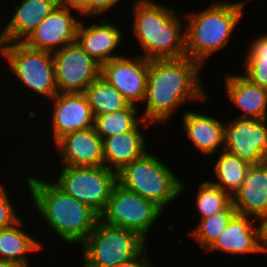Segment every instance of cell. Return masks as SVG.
I'll list each match as a JSON object with an SVG mask.
<instances>
[{
    "label": "cell",
    "mask_w": 267,
    "mask_h": 267,
    "mask_svg": "<svg viewBox=\"0 0 267 267\" xmlns=\"http://www.w3.org/2000/svg\"><path fill=\"white\" fill-rule=\"evenodd\" d=\"M138 106L129 104L125 109L112 113L95 116L94 128L102 138L132 131L140 122L142 117L137 116Z\"/></svg>",
    "instance_id": "obj_26"
},
{
    "label": "cell",
    "mask_w": 267,
    "mask_h": 267,
    "mask_svg": "<svg viewBox=\"0 0 267 267\" xmlns=\"http://www.w3.org/2000/svg\"><path fill=\"white\" fill-rule=\"evenodd\" d=\"M121 0H91V17L110 12Z\"/></svg>",
    "instance_id": "obj_33"
},
{
    "label": "cell",
    "mask_w": 267,
    "mask_h": 267,
    "mask_svg": "<svg viewBox=\"0 0 267 267\" xmlns=\"http://www.w3.org/2000/svg\"><path fill=\"white\" fill-rule=\"evenodd\" d=\"M84 94L94 116L122 110L130 104L102 75L92 81Z\"/></svg>",
    "instance_id": "obj_25"
},
{
    "label": "cell",
    "mask_w": 267,
    "mask_h": 267,
    "mask_svg": "<svg viewBox=\"0 0 267 267\" xmlns=\"http://www.w3.org/2000/svg\"><path fill=\"white\" fill-rule=\"evenodd\" d=\"M10 201L4 185L0 184V230L13 225L20 219L13 202Z\"/></svg>",
    "instance_id": "obj_29"
},
{
    "label": "cell",
    "mask_w": 267,
    "mask_h": 267,
    "mask_svg": "<svg viewBox=\"0 0 267 267\" xmlns=\"http://www.w3.org/2000/svg\"><path fill=\"white\" fill-rule=\"evenodd\" d=\"M59 5V0H22L0 29V42H22Z\"/></svg>",
    "instance_id": "obj_19"
},
{
    "label": "cell",
    "mask_w": 267,
    "mask_h": 267,
    "mask_svg": "<svg viewBox=\"0 0 267 267\" xmlns=\"http://www.w3.org/2000/svg\"><path fill=\"white\" fill-rule=\"evenodd\" d=\"M242 74L251 82L267 89V61H244Z\"/></svg>",
    "instance_id": "obj_30"
},
{
    "label": "cell",
    "mask_w": 267,
    "mask_h": 267,
    "mask_svg": "<svg viewBox=\"0 0 267 267\" xmlns=\"http://www.w3.org/2000/svg\"><path fill=\"white\" fill-rule=\"evenodd\" d=\"M164 210L151 200L141 197L116 183L100 220L108 225L136 232L145 241L148 231Z\"/></svg>",
    "instance_id": "obj_9"
},
{
    "label": "cell",
    "mask_w": 267,
    "mask_h": 267,
    "mask_svg": "<svg viewBox=\"0 0 267 267\" xmlns=\"http://www.w3.org/2000/svg\"><path fill=\"white\" fill-rule=\"evenodd\" d=\"M260 236H261V247L263 253L267 252V215H265L260 221Z\"/></svg>",
    "instance_id": "obj_35"
},
{
    "label": "cell",
    "mask_w": 267,
    "mask_h": 267,
    "mask_svg": "<svg viewBox=\"0 0 267 267\" xmlns=\"http://www.w3.org/2000/svg\"><path fill=\"white\" fill-rule=\"evenodd\" d=\"M225 78V94L232 105L242 111L236 117L267 119V89L251 82L243 74H231Z\"/></svg>",
    "instance_id": "obj_20"
},
{
    "label": "cell",
    "mask_w": 267,
    "mask_h": 267,
    "mask_svg": "<svg viewBox=\"0 0 267 267\" xmlns=\"http://www.w3.org/2000/svg\"><path fill=\"white\" fill-rule=\"evenodd\" d=\"M80 21L59 4L22 42L31 49L53 53L76 41Z\"/></svg>",
    "instance_id": "obj_13"
},
{
    "label": "cell",
    "mask_w": 267,
    "mask_h": 267,
    "mask_svg": "<svg viewBox=\"0 0 267 267\" xmlns=\"http://www.w3.org/2000/svg\"><path fill=\"white\" fill-rule=\"evenodd\" d=\"M145 130L151 125L142 120L132 131L118 133L103 139L104 166L118 172L123 166L139 159L147 152L146 136L142 134L140 126Z\"/></svg>",
    "instance_id": "obj_21"
},
{
    "label": "cell",
    "mask_w": 267,
    "mask_h": 267,
    "mask_svg": "<svg viewBox=\"0 0 267 267\" xmlns=\"http://www.w3.org/2000/svg\"><path fill=\"white\" fill-rule=\"evenodd\" d=\"M147 248L148 246H146L136 257L120 264L118 267H154L150 263V260H148L149 257L146 252Z\"/></svg>",
    "instance_id": "obj_34"
},
{
    "label": "cell",
    "mask_w": 267,
    "mask_h": 267,
    "mask_svg": "<svg viewBox=\"0 0 267 267\" xmlns=\"http://www.w3.org/2000/svg\"><path fill=\"white\" fill-rule=\"evenodd\" d=\"M55 146L63 166L104 165L103 139L94 126L63 135Z\"/></svg>",
    "instance_id": "obj_15"
},
{
    "label": "cell",
    "mask_w": 267,
    "mask_h": 267,
    "mask_svg": "<svg viewBox=\"0 0 267 267\" xmlns=\"http://www.w3.org/2000/svg\"><path fill=\"white\" fill-rule=\"evenodd\" d=\"M255 221L256 224L259 222L254 218L236 214L206 252L217 250L229 255L262 253L260 225L256 228Z\"/></svg>",
    "instance_id": "obj_17"
},
{
    "label": "cell",
    "mask_w": 267,
    "mask_h": 267,
    "mask_svg": "<svg viewBox=\"0 0 267 267\" xmlns=\"http://www.w3.org/2000/svg\"><path fill=\"white\" fill-rule=\"evenodd\" d=\"M52 54L58 93H84L100 75L101 65L77 41Z\"/></svg>",
    "instance_id": "obj_10"
},
{
    "label": "cell",
    "mask_w": 267,
    "mask_h": 267,
    "mask_svg": "<svg viewBox=\"0 0 267 267\" xmlns=\"http://www.w3.org/2000/svg\"><path fill=\"white\" fill-rule=\"evenodd\" d=\"M133 33L141 56L148 60L186 57L185 23L166 4L154 0H134Z\"/></svg>",
    "instance_id": "obj_3"
},
{
    "label": "cell",
    "mask_w": 267,
    "mask_h": 267,
    "mask_svg": "<svg viewBox=\"0 0 267 267\" xmlns=\"http://www.w3.org/2000/svg\"><path fill=\"white\" fill-rule=\"evenodd\" d=\"M53 183L64 193L89 206L99 216L104 212L117 172L106 166H63Z\"/></svg>",
    "instance_id": "obj_8"
},
{
    "label": "cell",
    "mask_w": 267,
    "mask_h": 267,
    "mask_svg": "<svg viewBox=\"0 0 267 267\" xmlns=\"http://www.w3.org/2000/svg\"><path fill=\"white\" fill-rule=\"evenodd\" d=\"M237 214L233 203L226 209L211 215L209 217L200 219L198 224L189 235L196 239L203 251H206L216 242L219 236L225 231L230 220Z\"/></svg>",
    "instance_id": "obj_27"
},
{
    "label": "cell",
    "mask_w": 267,
    "mask_h": 267,
    "mask_svg": "<svg viewBox=\"0 0 267 267\" xmlns=\"http://www.w3.org/2000/svg\"><path fill=\"white\" fill-rule=\"evenodd\" d=\"M224 149L251 164L267 161V119L235 117L228 120Z\"/></svg>",
    "instance_id": "obj_11"
},
{
    "label": "cell",
    "mask_w": 267,
    "mask_h": 267,
    "mask_svg": "<svg viewBox=\"0 0 267 267\" xmlns=\"http://www.w3.org/2000/svg\"><path fill=\"white\" fill-rule=\"evenodd\" d=\"M51 100L54 143L67 133L94 126L95 116L84 93H57Z\"/></svg>",
    "instance_id": "obj_14"
},
{
    "label": "cell",
    "mask_w": 267,
    "mask_h": 267,
    "mask_svg": "<svg viewBox=\"0 0 267 267\" xmlns=\"http://www.w3.org/2000/svg\"><path fill=\"white\" fill-rule=\"evenodd\" d=\"M217 157L213 166L217 181H209L233 197L240 189L252 164L225 149L219 151Z\"/></svg>",
    "instance_id": "obj_24"
},
{
    "label": "cell",
    "mask_w": 267,
    "mask_h": 267,
    "mask_svg": "<svg viewBox=\"0 0 267 267\" xmlns=\"http://www.w3.org/2000/svg\"><path fill=\"white\" fill-rule=\"evenodd\" d=\"M186 111L183 116V130L186 137L203 155H213L224 149L225 123L215 116Z\"/></svg>",
    "instance_id": "obj_22"
},
{
    "label": "cell",
    "mask_w": 267,
    "mask_h": 267,
    "mask_svg": "<svg viewBox=\"0 0 267 267\" xmlns=\"http://www.w3.org/2000/svg\"><path fill=\"white\" fill-rule=\"evenodd\" d=\"M146 242L134 231L99 219L81 244L83 267H118L136 257L148 245Z\"/></svg>",
    "instance_id": "obj_6"
},
{
    "label": "cell",
    "mask_w": 267,
    "mask_h": 267,
    "mask_svg": "<svg viewBox=\"0 0 267 267\" xmlns=\"http://www.w3.org/2000/svg\"><path fill=\"white\" fill-rule=\"evenodd\" d=\"M22 222L20 218L13 225L0 230V259L29 267L30 260L26 255L32 252L38 253L43 243L33 238L27 233L28 231L23 230Z\"/></svg>",
    "instance_id": "obj_23"
},
{
    "label": "cell",
    "mask_w": 267,
    "mask_h": 267,
    "mask_svg": "<svg viewBox=\"0 0 267 267\" xmlns=\"http://www.w3.org/2000/svg\"><path fill=\"white\" fill-rule=\"evenodd\" d=\"M244 61H267V33L252 39Z\"/></svg>",
    "instance_id": "obj_31"
},
{
    "label": "cell",
    "mask_w": 267,
    "mask_h": 267,
    "mask_svg": "<svg viewBox=\"0 0 267 267\" xmlns=\"http://www.w3.org/2000/svg\"><path fill=\"white\" fill-rule=\"evenodd\" d=\"M196 194V208L199 220L226 209L232 203V197L209 180L200 183Z\"/></svg>",
    "instance_id": "obj_28"
},
{
    "label": "cell",
    "mask_w": 267,
    "mask_h": 267,
    "mask_svg": "<svg viewBox=\"0 0 267 267\" xmlns=\"http://www.w3.org/2000/svg\"><path fill=\"white\" fill-rule=\"evenodd\" d=\"M27 186L35 211L64 243L81 245L100 219L89 206L64 193L52 181L28 176Z\"/></svg>",
    "instance_id": "obj_2"
},
{
    "label": "cell",
    "mask_w": 267,
    "mask_h": 267,
    "mask_svg": "<svg viewBox=\"0 0 267 267\" xmlns=\"http://www.w3.org/2000/svg\"><path fill=\"white\" fill-rule=\"evenodd\" d=\"M0 267H26L24 265L0 259Z\"/></svg>",
    "instance_id": "obj_36"
},
{
    "label": "cell",
    "mask_w": 267,
    "mask_h": 267,
    "mask_svg": "<svg viewBox=\"0 0 267 267\" xmlns=\"http://www.w3.org/2000/svg\"><path fill=\"white\" fill-rule=\"evenodd\" d=\"M244 1H216L197 13L183 14L186 21V56L202 67L207 58L221 51L242 19ZM221 49V50H220Z\"/></svg>",
    "instance_id": "obj_4"
},
{
    "label": "cell",
    "mask_w": 267,
    "mask_h": 267,
    "mask_svg": "<svg viewBox=\"0 0 267 267\" xmlns=\"http://www.w3.org/2000/svg\"><path fill=\"white\" fill-rule=\"evenodd\" d=\"M59 4L71 11L75 10L79 16H91V0H59Z\"/></svg>",
    "instance_id": "obj_32"
},
{
    "label": "cell",
    "mask_w": 267,
    "mask_h": 267,
    "mask_svg": "<svg viewBox=\"0 0 267 267\" xmlns=\"http://www.w3.org/2000/svg\"><path fill=\"white\" fill-rule=\"evenodd\" d=\"M148 72V59L141 55L127 57L125 54L103 63L100 75L130 104L138 106L145 99Z\"/></svg>",
    "instance_id": "obj_12"
},
{
    "label": "cell",
    "mask_w": 267,
    "mask_h": 267,
    "mask_svg": "<svg viewBox=\"0 0 267 267\" xmlns=\"http://www.w3.org/2000/svg\"><path fill=\"white\" fill-rule=\"evenodd\" d=\"M173 171L160 158L147 151L117 172V183L165 210L182 195L186 186Z\"/></svg>",
    "instance_id": "obj_5"
},
{
    "label": "cell",
    "mask_w": 267,
    "mask_h": 267,
    "mask_svg": "<svg viewBox=\"0 0 267 267\" xmlns=\"http://www.w3.org/2000/svg\"><path fill=\"white\" fill-rule=\"evenodd\" d=\"M201 69L197 61L187 56L149 60L142 120L165 124L185 103L205 102L208 97L201 83Z\"/></svg>",
    "instance_id": "obj_1"
},
{
    "label": "cell",
    "mask_w": 267,
    "mask_h": 267,
    "mask_svg": "<svg viewBox=\"0 0 267 267\" xmlns=\"http://www.w3.org/2000/svg\"><path fill=\"white\" fill-rule=\"evenodd\" d=\"M86 26L80 21L77 29L76 41L100 65L123 55L115 54L122 43V30L117 24H112L105 19Z\"/></svg>",
    "instance_id": "obj_16"
},
{
    "label": "cell",
    "mask_w": 267,
    "mask_h": 267,
    "mask_svg": "<svg viewBox=\"0 0 267 267\" xmlns=\"http://www.w3.org/2000/svg\"><path fill=\"white\" fill-rule=\"evenodd\" d=\"M0 56L8 61L14 78L34 91V95L47 97L51 102L58 93L51 52L31 49L23 42H0Z\"/></svg>",
    "instance_id": "obj_7"
},
{
    "label": "cell",
    "mask_w": 267,
    "mask_h": 267,
    "mask_svg": "<svg viewBox=\"0 0 267 267\" xmlns=\"http://www.w3.org/2000/svg\"><path fill=\"white\" fill-rule=\"evenodd\" d=\"M232 203L237 214L258 221L267 215V161L251 165Z\"/></svg>",
    "instance_id": "obj_18"
}]
</instances>
